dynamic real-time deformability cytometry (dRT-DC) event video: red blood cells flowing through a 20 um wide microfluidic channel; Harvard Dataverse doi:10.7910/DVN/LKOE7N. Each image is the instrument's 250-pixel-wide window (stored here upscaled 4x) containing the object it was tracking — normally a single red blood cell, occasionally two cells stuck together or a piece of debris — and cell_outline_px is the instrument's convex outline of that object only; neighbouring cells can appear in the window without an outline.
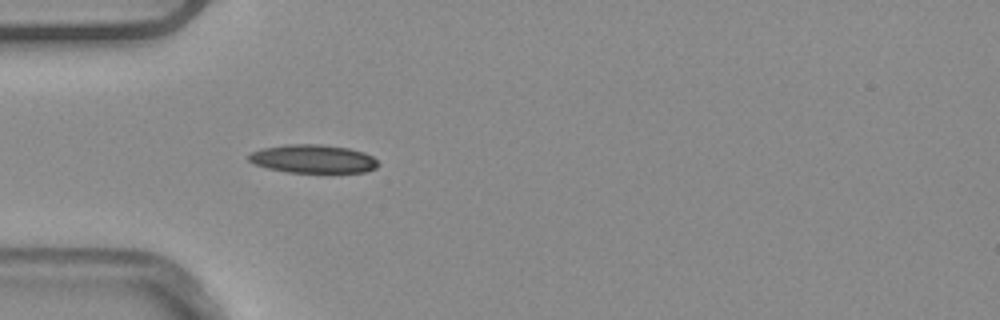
{"species": "common noctule bat (a hibernating species)", "species_latin": "Nyctalus noctula", "temperature_condition": "warm", "stored_images_in_passage": 5, "camera_frame_rate_fps": 3000, "um_per_image_px": 0.085, "animal": {"sex": "male", "body_mass_g": 20.4}, "frame": {"image": 1, "passage_image": 5, "time_ms": 1.333, "image_size_px": [1000, 320], "cell_outline_px": [[380, 164], [376, 168], [364, 172], [288, 172], [268, 168], [256, 164], [248, 160], [248, 156], [252, 152], [264, 148], [284, 144], [320, 144], [348, 148], [364, 152], [372, 156]], "centroid_in_image_um": [26.63, 13.5], "position_along_channel_um": 58.4, "area_um2": 21.27}}